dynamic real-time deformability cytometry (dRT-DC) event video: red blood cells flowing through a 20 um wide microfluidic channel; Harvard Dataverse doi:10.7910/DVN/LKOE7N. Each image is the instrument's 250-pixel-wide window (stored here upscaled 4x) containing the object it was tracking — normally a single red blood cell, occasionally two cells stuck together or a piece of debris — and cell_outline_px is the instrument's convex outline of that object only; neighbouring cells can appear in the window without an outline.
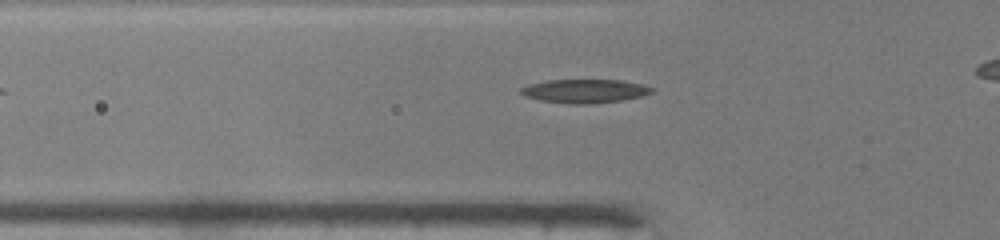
{"species": "common noctule bat (a hibernating species)", "species_latin": "Nyctalus noctula", "temperature_condition": "warm", "stored_images_in_passage": 30, "camera_frame_rate_fps": 3000, "um_per_image_px": 0.085, "animal": {"sex": "male", "body_mass_g": 19.0, "forearm_length_mm": 50.8}, "frame": {"image": 1, "passage_image": 3, "time_ms": 0.667, "image_size_px": [1000, 240], "cell_outline_px": [[656, 88], [652, 92], [640, 96], [620, 100], [588, 104], [568, 104], [540, 100], [524, 96], [520, 92], [520, 88], [528, 84], [548, 80], [620, 80], [640, 84]], "centroid_in_image_um": [49.66, 7.74], "position_along_channel_um": 76.1, "area_um2": 17.98}}
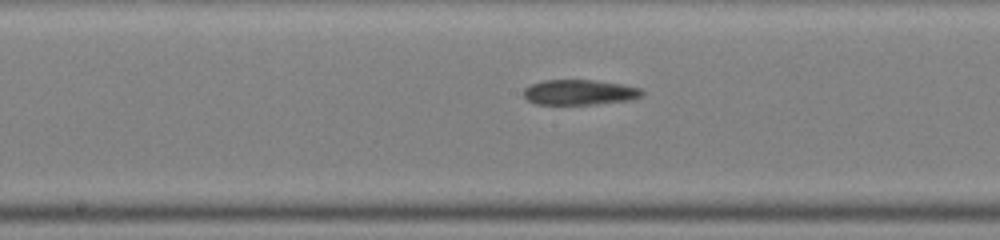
{"frame": {"image": 2, "passage_image": 12, "time_ms": 3.667, "image_size_px": [1000, 240], "cell_outline_px": [[644, 92], [640, 96], [628, 100], [592, 104], [536, 104], [528, 100], [524, 96], [524, 88], [532, 84], [544, 80], [592, 80], [620, 84], [640, 88]], "centroid_in_image_um": [49.22, 7.84], "position_along_channel_um": 199.0, "area_um2": 17.11}}
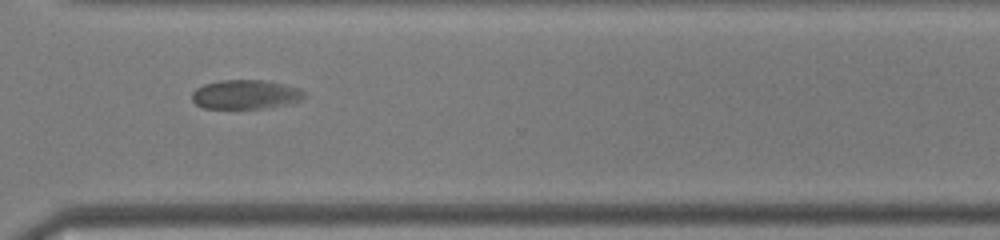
{"frame": {"image": 3, "passage_image": 23, "time_ms": 7.333, "image_size_px": [1000, 240], "cell_outline_px": [[304, 96], [300, 100], [288, 104], [264, 108], [204, 108], [196, 104], [192, 100], [192, 92], [196, 88], [204, 84], [220, 80], [264, 80], [284, 84], [296, 88], [304, 92]], "centroid_in_image_um": [20.83, 8.02], "position_along_channel_um": 349.8, "area_um2": 18.96}}